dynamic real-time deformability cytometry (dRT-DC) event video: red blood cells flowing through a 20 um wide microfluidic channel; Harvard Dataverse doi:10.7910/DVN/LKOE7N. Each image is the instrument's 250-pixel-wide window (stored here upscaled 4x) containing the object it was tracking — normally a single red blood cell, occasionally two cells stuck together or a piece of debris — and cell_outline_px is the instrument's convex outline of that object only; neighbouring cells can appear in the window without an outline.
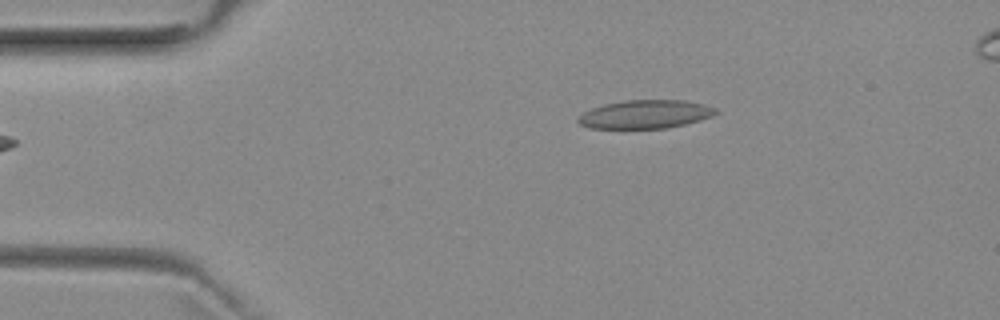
{"species": "common noctule bat (a hibernating species)", "species_latin": "Nyctalus noctula", "temperature_condition": "room temperature", "stored_images_in_passage": 17, "camera_frame_rate_fps": 3000, "um_per_image_px": 0.085, "animal": {"sex": "female", "body_mass_g": 29.2, "forearm_length_mm": 56.3}, "frame": {"image": 1, "passage_image": 2, "time_ms": 0.333, "image_size_px": [1000, 320], "cell_outline_px": [[716, 112], [712, 116], [700, 120], [668, 128], [592, 128], [580, 124], [576, 120], [576, 116], [592, 108], [604, 104], [624, 100], [684, 100], [704, 104], [716, 108]], "centroid_in_image_um": [54.82, 9.71], "position_along_channel_um": 30.2, "area_um2": 22.77}}
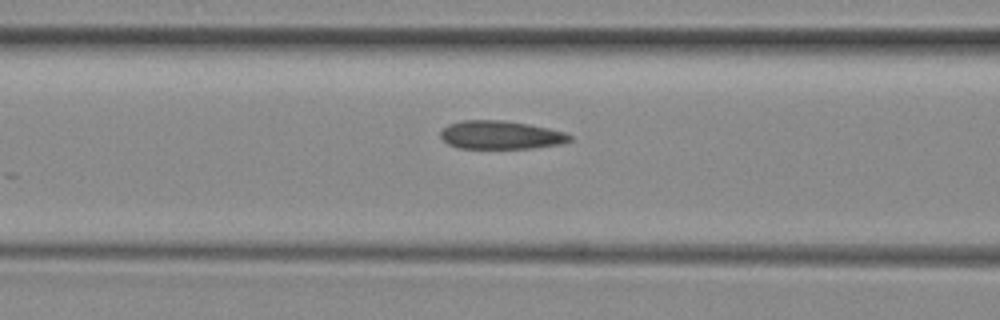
{"frame": {"image": 2, "passage_image": 13, "time_ms": 4.0, "image_size_px": [1000, 320], "cell_outline_px": [[572, 140], [560, 144], [532, 148], [460, 148], [448, 144], [440, 136], [440, 132], [448, 124], [464, 120], [500, 120], [528, 124], [548, 128], [564, 132], [572, 136]], "centroid_in_image_um": [42.56, 11.47], "position_along_channel_um": 124.0, "area_um2": 21.21}}
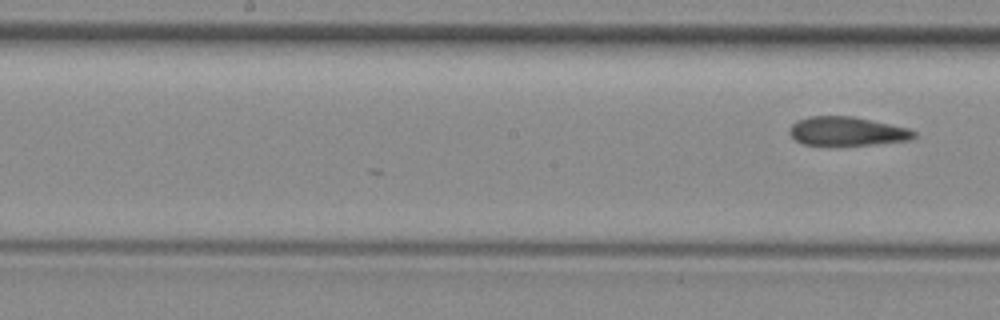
{"frame": {"image": 3, "passage_image": 17, "time_ms": 5.333, "image_size_px": [1000, 320], "cell_outline_px": [[916, 136], [908, 140], [872, 144], [804, 144], [796, 140], [788, 132], [792, 124], [796, 120], [808, 116], [852, 116], [908, 128], [916, 132]], "centroid_in_image_um": [71.97, 11.13], "position_along_channel_um": 176.2, "area_um2": 20.52}}